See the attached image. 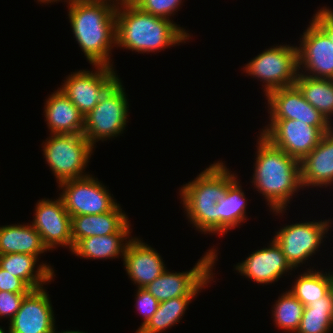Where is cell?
Instances as JSON below:
<instances>
[{"label":"cell","mask_w":333,"mask_h":333,"mask_svg":"<svg viewBox=\"0 0 333 333\" xmlns=\"http://www.w3.org/2000/svg\"><path fill=\"white\" fill-rule=\"evenodd\" d=\"M225 164L217 161L180 188L183 208L190 224L204 234L218 235L217 201L237 179Z\"/></svg>","instance_id":"4"},{"label":"cell","mask_w":333,"mask_h":333,"mask_svg":"<svg viewBox=\"0 0 333 333\" xmlns=\"http://www.w3.org/2000/svg\"><path fill=\"white\" fill-rule=\"evenodd\" d=\"M59 195L70 216L104 214L119 204L98 178L88 175L60 182Z\"/></svg>","instance_id":"11"},{"label":"cell","mask_w":333,"mask_h":333,"mask_svg":"<svg viewBox=\"0 0 333 333\" xmlns=\"http://www.w3.org/2000/svg\"><path fill=\"white\" fill-rule=\"evenodd\" d=\"M313 269V270H312ZM333 289V272H321L308 268L306 272L296 277L290 291L304 306L320 300Z\"/></svg>","instance_id":"27"},{"label":"cell","mask_w":333,"mask_h":333,"mask_svg":"<svg viewBox=\"0 0 333 333\" xmlns=\"http://www.w3.org/2000/svg\"><path fill=\"white\" fill-rule=\"evenodd\" d=\"M120 204L104 214L71 216V236L74 246L91 236H106L117 233L129 220Z\"/></svg>","instance_id":"21"},{"label":"cell","mask_w":333,"mask_h":333,"mask_svg":"<svg viewBox=\"0 0 333 333\" xmlns=\"http://www.w3.org/2000/svg\"><path fill=\"white\" fill-rule=\"evenodd\" d=\"M9 322L7 333H53L56 322L46 289H33L26 294Z\"/></svg>","instance_id":"15"},{"label":"cell","mask_w":333,"mask_h":333,"mask_svg":"<svg viewBox=\"0 0 333 333\" xmlns=\"http://www.w3.org/2000/svg\"><path fill=\"white\" fill-rule=\"evenodd\" d=\"M91 1H104V2H109L113 5L120 6V5H126L128 3H134V0H91Z\"/></svg>","instance_id":"36"},{"label":"cell","mask_w":333,"mask_h":333,"mask_svg":"<svg viewBox=\"0 0 333 333\" xmlns=\"http://www.w3.org/2000/svg\"><path fill=\"white\" fill-rule=\"evenodd\" d=\"M246 205L244 191L240 181L236 179L226 191L224 198L217 201L218 234L223 236L228 230L235 229L246 219Z\"/></svg>","instance_id":"25"},{"label":"cell","mask_w":333,"mask_h":333,"mask_svg":"<svg viewBox=\"0 0 333 333\" xmlns=\"http://www.w3.org/2000/svg\"><path fill=\"white\" fill-rule=\"evenodd\" d=\"M123 263L129 278L138 288H145L167 268L160 253L137 237L130 239Z\"/></svg>","instance_id":"18"},{"label":"cell","mask_w":333,"mask_h":333,"mask_svg":"<svg viewBox=\"0 0 333 333\" xmlns=\"http://www.w3.org/2000/svg\"><path fill=\"white\" fill-rule=\"evenodd\" d=\"M25 295L0 291V318H10V321L19 310Z\"/></svg>","instance_id":"33"},{"label":"cell","mask_w":333,"mask_h":333,"mask_svg":"<svg viewBox=\"0 0 333 333\" xmlns=\"http://www.w3.org/2000/svg\"><path fill=\"white\" fill-rule=\"evenodd\" d=\"M333 332V289L320 300L304 307L303 316L296 333Z\"/></svg>","instance_id":"28"},{"label":"cell","mask_w":333,"mask_h":333,"mask_svg":"<svg viewBox=\"0 0 333 333\" xmlns=\"http://www.w3.org/2000/svg\"><path fill=\"white\" fill-rule=\"evenodd\" d=\"M265 97L268 100L269 120L295 119L310 126H332L304 99L295 85L270 91Z\"/></svg>","instance_id":"16"},{"label":"cell","mask_w":333,"mask_h":333,"mask_svg":"<svg viewBox=\"0 0 333 333\" xmlns=\"http://www.w3.org/2000/svg\"><path fill=\"white\" fill-rule=\"evenodd\" d=\"M119 79L101 98L98 104L84 116V137L94 146L124 133L128 119V96Z\"/></svg>","instance_id":"6"},{"label":"cell","mask_w":333,"mask_h":333,"mask_svg":"<svg viewBox=\"0 0 333 333\" xmlns=\"http://www.w3.org/2000/svg\"><path fill=\"white\" fill-rule=\"evenodd\" d=\"M32 289L20 278L0 268V291L28 294Z\"/></svg>","instance_id":"34"},{"label":"cell","mask_w":333,"mask_h":333,"mask_svg":"<svg viewBox=\"0 0 333 333\" xmlns=\"http://www.w3.org/2000/svg\"><path fill=\"white\" fill-rule=\"evenodd\" d=\"M130 222L128 221L117 233L106 236H91L81 239L72 252L79 258L85 259H114L125 254L131 235ZM127 239V240H126ZM125 240V241H124Z\"/></svg>","instance_id":"22"},{"label":"cell","mask_w":333,"mask_h":333,"mask_svg":"<svg viewBox=\"0 0 333 333\" xmlns=\"http://www.w3.org/2000/svg\"><path fill=\"white\" fill-rule=\"evenodd\" d=\"M191 35L173 20L144 12L134 3L116 7V46L150 53L179 46Z\"/></svg>","instance_id":"3"},{"label":"cell","mask_w":333,"mask_h":333,"mask_svg":"<svg viewBox=\"0 0 333 333\" xmlns=\"http://www.w3.org/2000/svg\"><path fill=\"white\" fill-rule=\"evenodd\" d=\"M246 260L237 263L235 269L258 284H272L293 268L287 262L281 247L272 240L269 246L255 250Z\"/></svg>","instance_id":"17"},{"label":"cell","mask_w":333,"mask_h":333,"mask_svg":"<svg viewBox=\"0 0 333 333\" xmlns=\"http://www.w3.org/2000/svg\"><path fill=\"white\" fill-rule=\"evenodd\" d=\"M38 260V256L28 254L0 255V268L22 279L32 290L39 289L54 280L55 274L50 264L36 265Z\"/></svg>","instance_id":"23"},{"label":"cell","mask_w":333,"mask_h":333,"mask_svg":"<svg viewBox=\"0 0 333 333\" xmlns=\"http://www.w3.org/2000/svg\"><path fill=\"white\" fill-rule=\"evenodd\" d=\"M312 20L329 36L333 43V9L325 6L320 8Z\"/></svg>","instance_id":"35"},{"label":"cell","mask_w":333,"mask_h":333,"mask_svg":"<svg viewBox=\"0 0 333 333\" xmlns=\"http://www.w3.org/2000/svg\"><path fill=\"white\" fill-rule=\"evenodd\" d=\"M136 308L137 311H139L140 314H142L143 322L141 323L138 330H136V333L144 327L147 322L150 320V318L153 316V314L156 312V310L159 307L160 302L153 297L148 290L145 288H137L136 291Z\"/></svg>","instance_id":"32"},{"label":"cell","mask_w":333,"mask_h":333,"mask_svg":"<svg viewBox=\"0 0 333 333\" xmlns=\"http://www.w3.org/2000/svg\"><path fill=\"white\" fill-rule=\"evenodd\" d=\"M300 172L303 189L306 186L326 188L333 184V128L300 161Z\"/></svg>","instance_id":"19"},{"label":"cell","mask_w":333,"mask_h":333,"mask_svg":"<svg viewBox=\"0 0 333 333\" xmlns=\"http://www.w3.org/2000/svg\"><path fill=\"white\" fill-rule=\"evenodd\" d=\"M244 72L263 82L265 96L273 90L293 86L299 75L297 46L276 45L250 60Z\"/></svg>","instance_id":"7"},{"label":"cell","mask_w":333,"mask_h":333,"mask_svg":"<svg viewBox=\"0 0 333 333\" xmlns=\"http://www.w3.org/2000/svg\"><path fill=\"white\" fill-rule=\"evenodd\" d=\"M31 225L38 231L48 251L56 247H69L73 250L71 236V216L64 207L63 200L42 199L35 206Z\"/></svg>","instance_id":"14"},{"label":"cell","mask_w":333,"mask_h":333,"mask_svg":"<svg viewBox=\"0 0 333 333\" xmlns=\"http://www.w3.org/2000/svg\"><path fill=\"white\" fill-rule=\"evenodd\" d=\"M331 228V220L305 221L286 225L276 232L273 240L281 247L287 262L293 269H297L306 260L311 259L312 255L324 243ZM311 256V257H310Z\"/></svg>","instance_id":"10"},{"label":"cell","mask_w":333,"mask_h":333,"mask_svg":"<svg viewBox=\"0 0 333 333\" xmlns=\"http://www.w3.org/2000/svg\"><path fill=\"white\" fill-rule=\"evenodd\" d=\"M66 2L73 36L87 61L92 65L113 67L111 50L116 47V6L104 1Z\"/></svg>","instance_id":"1"},{"label":"cell","mask_w":333,"mask_h":333,"mask_svg":"<svg viewBox=\"0 0 333 333\" xmlns=\"http://www.w3.org/2000/svg\"><path fill=\"white\" fill-rule=\"evenodd\" d=\"M195 266L186 272H170L165 270L145 289L160 303L175 297H197L213 278V267L218 260L217 250H207Z\"/></svg>","instance_id":"8"},{"label":"cell","mask_w":333,"mask_h":333,"mask_svg":"<svg viewBox=\"0 0 333 333\" xmlns=\"http://www.w3.org/2000/svg\"><path fill=\"white\" fill-rule=\"evenodd\" d=\"M304 99L316 108L332 125L333 79L315 78L299 74L294 84Z\"/></svg>","instance_id":"26"},{"label":"cell","mask_w":333,"mask_h":333,"mask_svg":"<svg viewBox=\"0 0 333 333\" xmlns=\"http://www.w3.org/2000/svg\"><path fill=\"white\" fill-rule=\"evenodd\" d=\"M38 2H40V3H43V4H49V3H55L56 1L58 2H60L61 0H37ZM67 0H64V2H66Z\"/></svg>","instance_id":"38"},{"label":"cell","mask_w":333,"mask_h":333,"mask_svg":"<svg viewBox=\"0 0 333 333\" xmlns=\"http://www.w3.org/2000/svg\"><path fill=\"white\" fill-rule=\"evenodd\" d=\"M195 297H175L161 302L158 309L137 333H162L180 322Z\"/></svg>","instance_id":"29"},{"label":"cell","mask_w":333,"mask_h":333,"mask_svg":"<svg viewBox=\"0 0 333 333\" xmlns=\"http://www.w3.org/2000/svg\"><path fill=\"white\" fill-rule=\"evenodd\" d=\"M49 135L43 141V154L58 184L90 175L85 169L95 147L83 134Z\"/></svg>","instance_id":"5"},{"label":"cell","mask_w":333,"mask_h":333,"mask_svg":"<svg viewBox=\"0 0 333 333\" xmlns=\"http://www.w3.org/2000/svg\"><path fill=\"white\" fill-rule=\"evenodd\" d=\"M304 307L290 291L282 293L272 308L275 327L277 326L286 332L296 333L303 316Z\"/></svg>","instance_id":"30"},{"label":"cell","mask_w":333,"mask_h":333,"mask_svg":"<svg viewBox=\"0 0 333 333\" xmlns=\"http://www.w3.org/2000/svg\"><path fill=\"white\" fill-rule=\"evenodd\" d=\"M53 333H85V332H82V331H79V330H77V331H74V330H73V331H72V330H71V331H70V330L68 331V330H66V331H62V332H59V331L57 332V331H56V328H54ZM86 333H87V332H86Z\"/></svg>","instance_id":"37"},{"label":"cell","mask_w":333,"mask_h":333,"mask_svg":"<svg viewBox=\"0 0 333 333\" xmlns=\"http://www.w3.org/2000/svg\"><path fill=\"white\" fill-rule=\"evenodd\" d=\"M309 23L297 46L299 74L333 79V43L313 20Z\"/></svg>","instance_id":"13"},{"label":"cell","mask_w":333,"mask_h":333,"mask_svg":"<svg viewBox=\"0 0 333 333\" xmlns=\"http://www.w3.org/2000/svg\"><path fill=\"white\" fill-rule=\"evenodd\" d=\"M96 70H79L66 77L60 90L85 116L101 100L105 93L120 79L115 69L105 65H93Z\"/></svg>","instance_id":"12"},{"label":"cell","mask_w":333,"mask_h":333,"mask_svg":"<svg viewBox=\"0 0 333 333\" xmlns=\"http://www.w3.org/2000/svg\"><path fill=\"white\" fill-rule=\"evenodd\" d=\"M268 123L260 134L274 147L299 161L318 145L325 133L333 128V126H310L295 119L270 120Z\"/></svg>","instance_id":"9"},{"label":"cell","mask_w":333,"mask_h":333,"mask_svg":"<svg viewBox=\"0 0 333 333\" xmlns=\"http://www.w3.org/2000/svg\"><path fill=\"white\" fill-rule=\"evenodd\" d=\"M44 116L50 134H83L84 115L59 88L46 99Z\"/></svg>","instance_id":"20"},{"label":"cell","mask_w":333,"mask_h":333,"mask_svg":"<svg viewBox=\"0 0 333 333\" xmlns=\"http://www.w3.org/2000/svg\"><path fill=\"white\" fill-rule=\"evenodd\" d=\"M0 333H6V332L4 331V328L2 329L1 326H0Z\"/></svg>","instance_id":"39"},{"label":"cell","mask_w":333,"mask_h":333,"mask_svg":"<svg viewBox=\"0 0 333 333\" xmlns=\"http://www.w3.org/2000/svg\"><path fill=\"white\" fill-rule=\"evenodd\" d=\"M181 3L182 0H134V4L144 12L169 20L183 5Z\"/></svg>","instance_id":"31"},{"label":"cell","mask_w":333,"mask_h":333,"mask_svg":"<svg viewBox=\"0 0 333 333\" xmlns=\"http://www.w3.org/2000/svg\"><path fill=\"white\" fill-rule=\"evenodd\" d=\"M38 231L31 224L0 226V255L28 254L39 256L47 252Z\"/></svg>","instance_id":"24"},{"label":"cell","mask_w":333,"mask_h":333,"mask_svg":"<svg viewBox=\"0 0 333 333\" xmlns=\"http://www.w3.org/2000/svg\"><path fill=\"white\" fill-rule=\"evenodd\" d=\"M257 142L252 185L265 197L270 211L283 216L292 196L303 189L300 161L274 147L261 134Z\"/></svg>","instance_id":"2"}]
</instances>
